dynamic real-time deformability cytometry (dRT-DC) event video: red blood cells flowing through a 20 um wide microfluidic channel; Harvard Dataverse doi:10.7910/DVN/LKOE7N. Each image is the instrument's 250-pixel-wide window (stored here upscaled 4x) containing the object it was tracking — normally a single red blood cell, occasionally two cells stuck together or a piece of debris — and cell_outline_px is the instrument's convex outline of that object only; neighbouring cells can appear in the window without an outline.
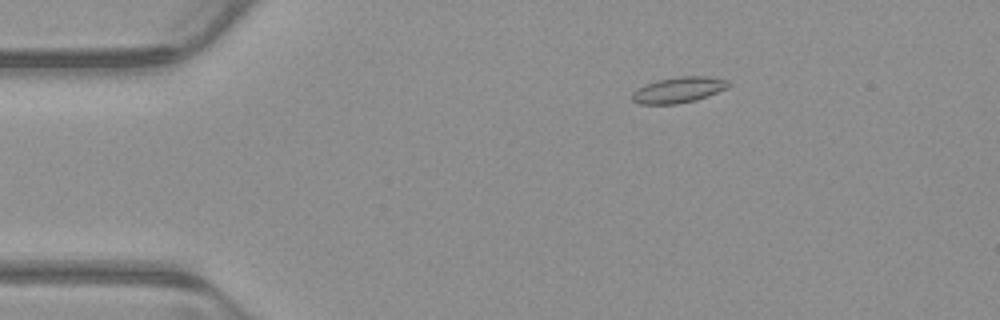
{"species": "common noctule bat (a hibernating species)", "species_latin": "Nyctalus noctula", "temperature_condition": "warm", "stored_images_in_passage": 4, "camera_frame_rate_fps": 3000, "um_per_image_px": 0.085, "animal": {"sex": "male", "body_mass_g": 23.1, "forearm_length_mm": 52.7}, "frame": {"image": 1, "passage_image": 2, "time_ms": 0.333, "image_size_px": [1000, 320], "cell_outline_px": [[732, 84], [728, 88], [708, 96], [696, 100], [676, 104], [640, 104], [632, 100], [632, 92], [636, 88], [644, 84], [660, 80], [680, 76], [708, 76], [728, 80]], "centroid_in_image_um": [57.7, 7.64], "position_along_channel_um": 27.3, "area_um2": 14.62}}
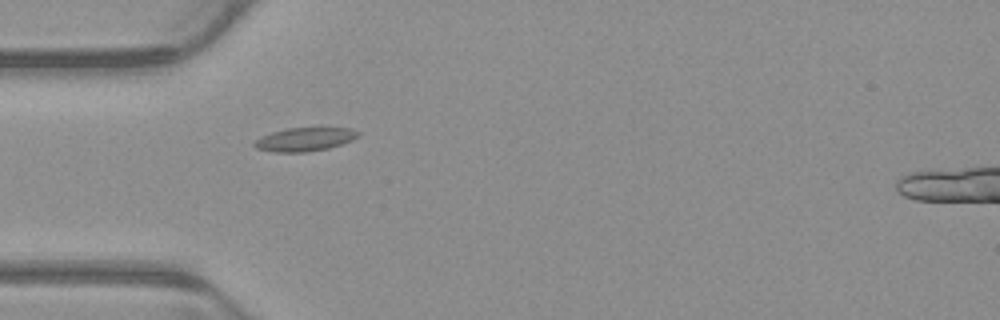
{"frame": {"image": 2, "passage_image": 4, "time_ms": 1.0, "image_size_px": [1000, 320], "cell_outline_px": [[360, 136], [352, 140], [328, 148], [304, 152], [276, 152], [256, 148], [252, 144], [256, 140], [272, 132], [288, 128], [320, 124], [352, 128], [360, 132]], "centroid_in_image_um": [26.02, 11.77], "position_along_channel_um": 59.0, "area_um2": 14.97}}